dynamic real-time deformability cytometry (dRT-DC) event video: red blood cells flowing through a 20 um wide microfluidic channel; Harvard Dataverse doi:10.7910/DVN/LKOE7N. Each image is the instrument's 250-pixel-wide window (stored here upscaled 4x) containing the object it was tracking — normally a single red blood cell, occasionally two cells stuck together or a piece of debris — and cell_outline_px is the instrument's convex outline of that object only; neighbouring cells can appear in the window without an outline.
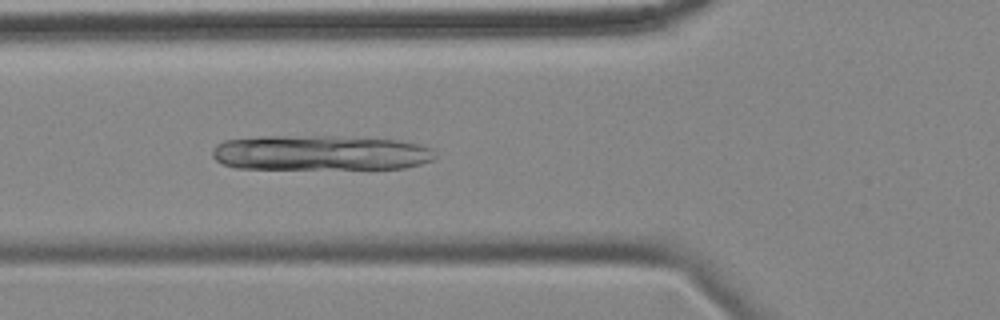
{"species": "common noctule bat (a hibernating species)", "species_latin": "Nyctalus noctula", "temperature_condition": "cold", "stored_images_in_passage": 41, "camera_frame_rate_fps": 3000, "um_per_image_px": 0.085, "animal": {"sex": "female", "body_mass_g": 18.4}, "frame": {"image": 1, "passage_image": 11, "time_ms": 3.333, "image_size_px": [1000, 320], "cell_outline_px": [[436, 156], [432, 160], [420, 164], [404, 168], [236, 168], [224, 164], [216, 160], [212, 156], [212, 148], [216, 144], [224, 140], [260, 136], [332, 136], [396, 140], [420, 144], [432, 148]], "centroid_in_image_um": [27.2, 12.98], "position_along_channel_um": 98.6, "area_um2": 45.49}}
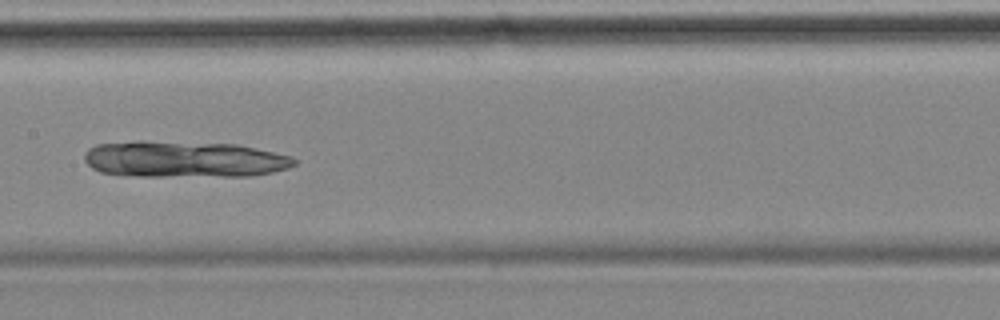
{"frame": {"image": 2, "passage_image": 19, "time_ms": 6.0, "image_size_px": [1000, 320], "cell_outline_px": [[296, 164], [288, 168], [272, 172], [248, 176], [136, 176], [100, 172], [92, 168], [84, 160], [84, 152], [88, 148], [96, 144], [140, 140], [236, 144], [292, 156], [296, 160]], "centroid_in_image_um": [15.61, 13.53], "position_along_channel_um": 191.8, "area_um2": 44.74}}
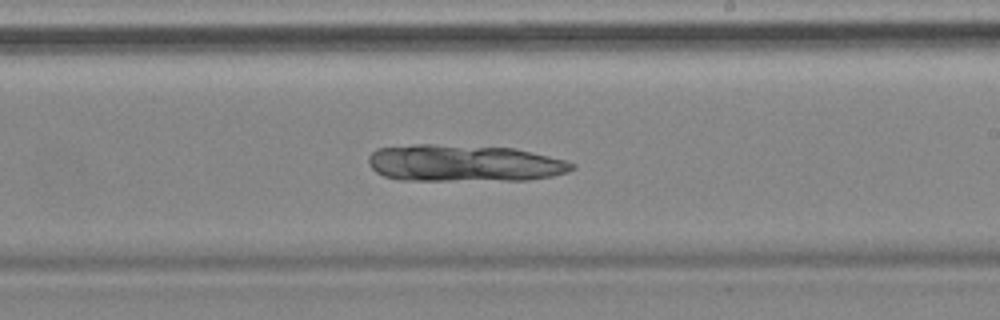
{"frame": {"image": 3, "passage_image": 24, "time_ms": 7.667, "image_size_px": [1000, 320], "cell_outline_px": [[576, 168], [568, 172], [552, 176], [528, 180], [400, 180], [384, 176], [376, 172], [368, 164], [368, 156], [376, 148], [416, 144], [432, 144], [516, 148], [564, 160], [576, 164]], "centroid_in_image_um": [39.43, 13.87], "position_along_channel_um": 249.6, "area_um2": 43.93}}